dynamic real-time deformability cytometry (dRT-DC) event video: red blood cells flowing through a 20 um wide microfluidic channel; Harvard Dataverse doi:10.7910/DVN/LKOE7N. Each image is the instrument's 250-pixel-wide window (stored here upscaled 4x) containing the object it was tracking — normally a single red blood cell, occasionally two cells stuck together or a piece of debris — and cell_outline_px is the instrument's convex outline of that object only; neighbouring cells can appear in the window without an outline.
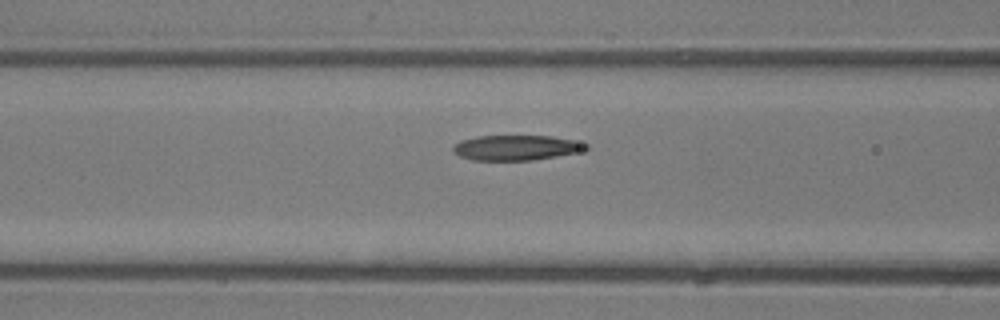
{"species": "common noctule bat (a hibernating species)", "species_latin": "Nyctalus noctula", "temperature_condition": "room temperature", "stored_images_in_passage": 7, "camera_frame_rate_fps": 3000, "um_per_image_px": 0.085, "animal": {"sex": "male", "body_mass_g": 13.3}, "frame": {"image": 1, "passage_image": 7, "time_ms": 2.0, "image_size_px": [1000, 320], "cell_outline_px": [[592, 148], [576, 152], [556, 156], [532, 160], [472, 160], [460, 156], [452, 152], [452, 148], [460, 140], [476, 136], [552, 136], [572, 140], [588, 144]], "centroid_in_image_um": [43.86, 12.55], "position_along_channel_um": 122.7, "area_um2": 19.42}}